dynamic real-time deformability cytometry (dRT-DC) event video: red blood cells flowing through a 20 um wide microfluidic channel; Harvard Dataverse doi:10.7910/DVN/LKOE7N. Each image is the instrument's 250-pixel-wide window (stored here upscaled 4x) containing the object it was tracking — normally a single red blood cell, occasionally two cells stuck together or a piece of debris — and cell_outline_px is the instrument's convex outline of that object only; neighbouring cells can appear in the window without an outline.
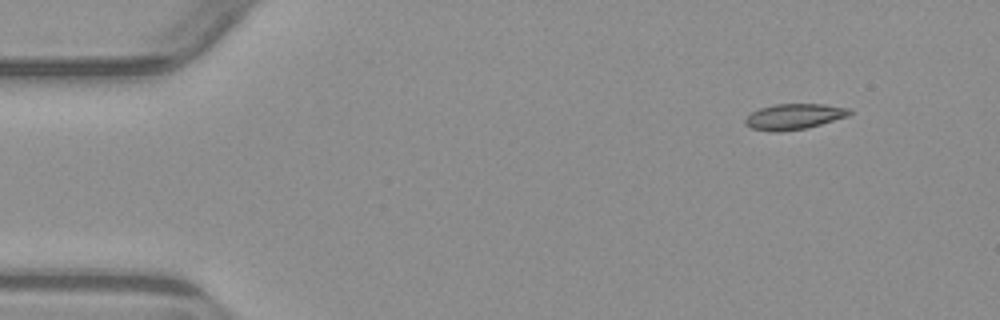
{"species": "common noctule bat (a hibernating species)", "species_latin": "Nyctalus noctula", "temperature_condition": "warm", "stored_images_in_passage": 6, "camera_frame_rate_fps": 3000, "um_per_image_px": 0.085, "animal": {"sex": "male", "body_mass_g": 23.1, "forearm_length_mm": 52.7}, "frame": {"image": 1, "passage_image": 1, "time_ms": 0.0, "image_size_px": [1000, 320], "cell_outline_px": [[852, 112], [848, 116], [808, 128], [780, 132], [768, 132], [752, 128], [744, 124], [744, 120], [752, 112], [760, 108], [776, 104], [824, 104], [852, 108]], "centroid_in_image_um": [67.51, 9.91], "position_along_channel_um": 17.5, "area_um2": 15.78}}
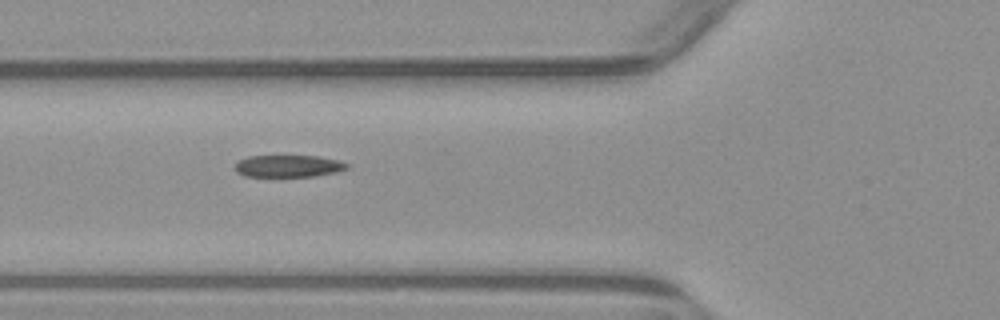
{"frame": {"image": 2, "passage_image": 5, "time_ms": 4.667, "image_size_px": [1000, 320], "cell_outline_px": [[348, 168], [336, 172], [316, 176], [244, 176], [236, 172], [236, 164], [240, 160], [248, 156], [316, 156], [340, 160], [348, 164]], "centroid_in_image_um": [24.53, 14.11], "position_along_channel_um": 101.3, "area_um2": 14.28}}
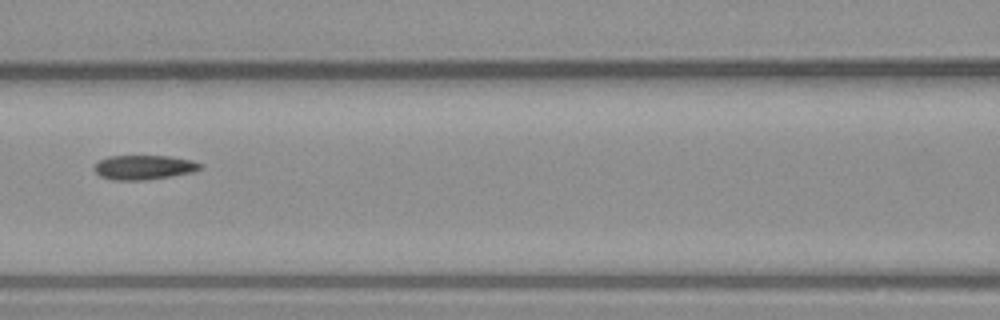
{"frame": {"image": 3, "passage_image": 6, "time_ms": 6.0, "image_size_px": [1000, 320], "cell_outline_px": [[204, 164], [200, 168], [192, 172], [144, 180], [112, 180], [100, 176], [92, 168], [100, 160], [108, 156], [168, 156], [192, 160]], "centroid_in_image_um": [12.21, 14.22], "position_along_channel_um": 154.4, "area_um2": 14.97}}